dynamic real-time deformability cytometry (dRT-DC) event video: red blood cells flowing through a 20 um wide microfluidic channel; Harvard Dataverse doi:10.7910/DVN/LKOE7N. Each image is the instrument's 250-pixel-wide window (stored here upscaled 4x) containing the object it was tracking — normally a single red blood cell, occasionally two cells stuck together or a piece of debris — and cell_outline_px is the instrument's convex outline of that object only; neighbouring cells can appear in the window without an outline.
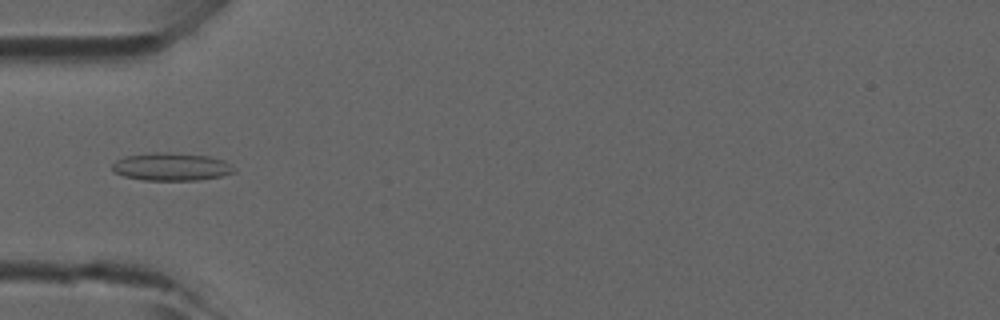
{"species": "common noctule bat (a hibernating species)", "species_latin": "Nyctalus noctula", "temperature_condition": "room temperature", "stored_images_in_passage": 46, "camera_frame_rate_fps": 3000, "um_per_image_px": 0.085, "animal": {"sex": "male", "forearm_length_mm": 52.5}, "frame": {"image": 1, "passage_image": 14, "time_ms": 4.333, "image_size_px": [1000, 320], "cell_outline_px": [[236, 172], [220, 176], [196, 180], [144, 180], [124, 176], [116, 172], [112, 168], [112, 164], [116, 160], [124, 156], [156, 152], [168, 152], [208, 156], [224, 160], [236, 168]], "centroid_in_image_um": [14.58, 14.17], "position_along_channel_um": 70.4, "area_um2": 19.71}}